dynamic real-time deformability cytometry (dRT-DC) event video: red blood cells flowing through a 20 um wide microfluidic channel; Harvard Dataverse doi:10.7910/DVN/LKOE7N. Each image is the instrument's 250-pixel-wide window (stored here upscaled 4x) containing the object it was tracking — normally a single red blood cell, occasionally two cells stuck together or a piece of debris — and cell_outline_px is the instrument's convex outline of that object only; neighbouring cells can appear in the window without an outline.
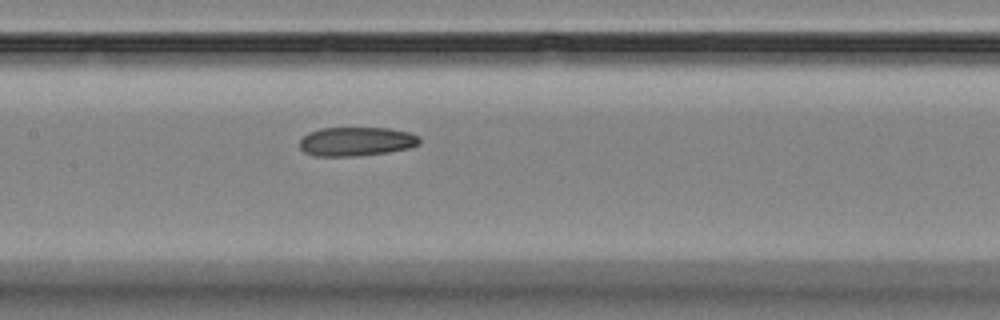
{"species": "Egyptian fruit bat (a non-hibernating species)", "species_latin": "Rousettus aegyptiacus", "temperature_condition": "room temperature", "stored_images_in_passage": 5, "camera_frame_rate_fps": 3000, "um_per_image_px": 0.085, "animal": {"sex": "female"}, "frame": {"image": 1, "passage_image": 5, "time_ms": 4.333, "image_size_px": [1000, 320], "cell_outline_px": [[420, 144], [408, 148], [388, 152], [356, 156], [316, 156], [304, 152], [300, 148], [300, 140], [308, 132], [320, 128], [388, 128], [408, 132], [420, 136]], "centroid_in_image_um": [30.28, 12.02], "position_along_channel_um": 177.1, "area_um2": 20.29}}